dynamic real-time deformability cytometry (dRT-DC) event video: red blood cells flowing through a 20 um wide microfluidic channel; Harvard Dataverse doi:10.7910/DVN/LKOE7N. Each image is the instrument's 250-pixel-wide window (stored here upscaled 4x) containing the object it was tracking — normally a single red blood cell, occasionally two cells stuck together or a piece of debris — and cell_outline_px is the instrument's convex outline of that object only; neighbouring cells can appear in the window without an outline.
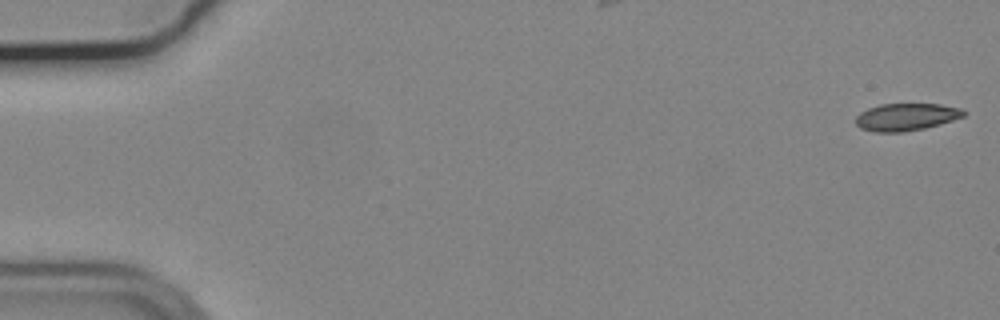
{"species": "common noctule bat (a hibernating species)", "species_latin": "Nyctalus noctula", "temperature_condition": "cold", "stored_images_in_passage": 50, "camera_frame_rate_fps": 3000, "um_per_image_px": 0.085, "animal": {"sex": "male", "body_mass_g": 19.2, "forearm_length_mm": 51.8}, "frame": {"image": 1, "passage_image": 1, "time_ms": 0.0, "image_size_px": [1000, 320], "cell_outline_px": [[968, 112], [964, 116], [940, 124], [924, 128], [900, 132], [876, 132], [860, 128], [856, 124], [856, 116], [860, 112], [868, 108], [880, 104], [940, 104], [960, 108]], "centroid_in_image_um": [77.02, 9.93], "position_along_channel_um": 8.0, "area_um2": 17.17}}
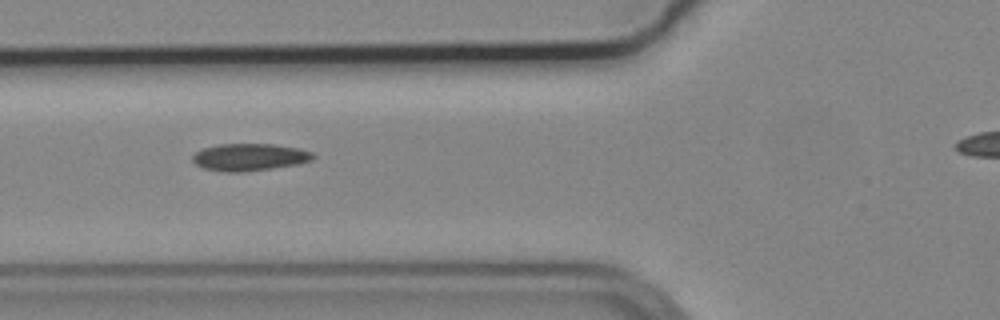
{"frame": {"image": 2, "passage_image": 21, "time_ms": 6.667, "image_size_px": [1000, 320], "cell_outline_px": [[316, 156], [312, 160], [296, 164], [272, 168], [244, 172], [220, 172], [204, 168], [196, 164], [192, 160], [192, 156], [196, 152], [204, 148], [220, 144], [276, 144], [296, 148], [312, 152]], "centroid_in_image_um": [21.2, 13.36], "position_along_channel_um": 104.6, "area_um2": 19.07}}
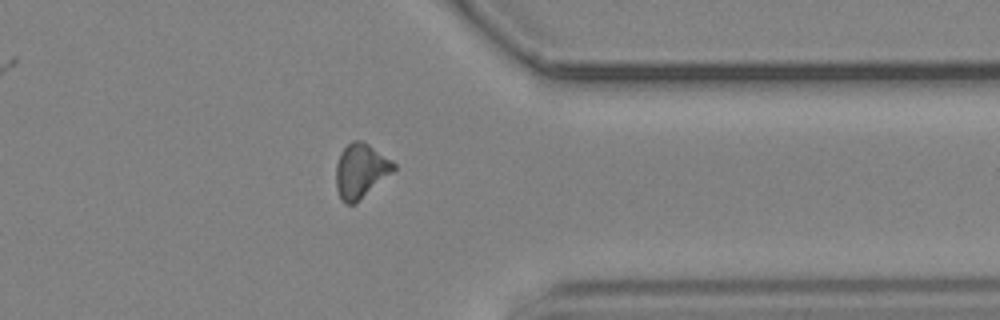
{"frame": {"image": 3, "passage_image": 44, "time_ms": 14.333, "image_size_px": [1000, 320], "cell_outline_px": [[396, 168], [392, 172], [356, 204], [348, 204], [340, 200], [336, 188], [336, 164], [340, 152], [352, 140], [360, 140], [368, 144], [392, 160], [396, 164]], "centroid_in_image_um": [30.64, 14.53], "position_along_channel_um": 380.8, "area_um2": 18.32}, "authors_computed_cell_mechanics": {"area_um2": 17.9469, "velocity_mm_per_s": 3.7022, "shape_relaxation_time_tau1_ms": null, "shape_relaxation_time_tau2_ms": 5.6471, "deformation_change_tau1": null, "deformation_change_tau2": 0.1199}}